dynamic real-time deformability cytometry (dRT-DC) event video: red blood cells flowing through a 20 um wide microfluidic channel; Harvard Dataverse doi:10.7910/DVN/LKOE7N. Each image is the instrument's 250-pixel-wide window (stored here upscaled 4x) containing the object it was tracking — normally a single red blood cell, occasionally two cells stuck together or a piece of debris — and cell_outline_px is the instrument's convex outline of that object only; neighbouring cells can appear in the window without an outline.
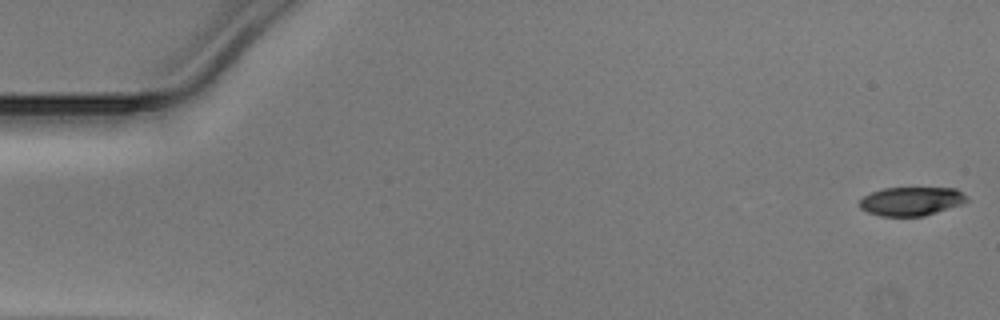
{"species": "Egyptian fruit bat (a non-hibernating species)", "species_latin": "Rousettus aegyptiacus", "temperature_condition": "warm", "stored_images_in_passage": 51, "segment_of_instrument_passage": [1, 2], "camera_frame_rate_fps": 3000, "um_per_image_px": 0.085, "animal": {"sex": "male"}, "frame": {"image": 1, "passage_image": 1, "time_ms": 0.0, "image_size_px": [1000, 320], "cell_outline_px": [[968, 200], [960, 204], [924, 216], [880, 216], [868, 212], [860, 208], [860, 200], [864, 196], [872, 192], [884, 188], [956, 188]], "centroid_in_image_um": [77.41, 17.11], "position_along_channel_um": 7.6, "area_um2": 17.63}}
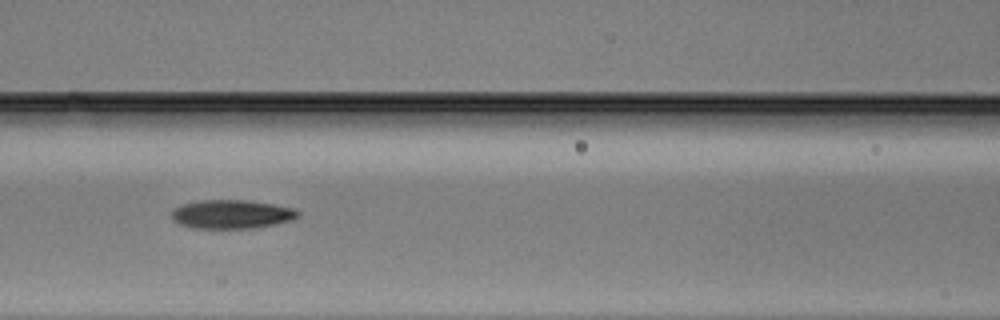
{"frame": {"image": 2, "passage_image": 22, "time_ms": 7.0, "image_size_px": [1000, 320], "cell_outline_px": [[300, 216], [292, 220], [276, 224], [252, 228], [196, 228], [180, 224], [172, 220], [172, 208], [196, 200], [248, 200], [272, 204], [292, 208], [300, 212]], "centroid_in_image_um": [19.68, 18.2], "position_along_channel_um": 146.9, "area_um2": 21.21}}
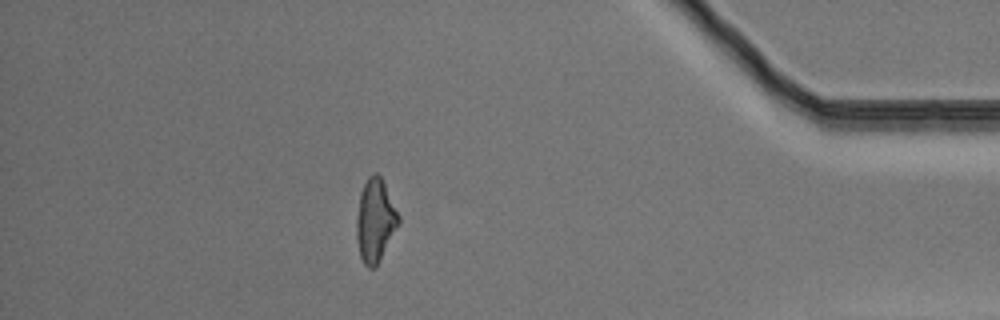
{"frame": {"image": 3, "passage_image": 44, "time_ms": 14.333, "image_size_px": [1000, 320], "cell_outline_px": [[400, 224], [380, 260], [372, 268], [368, 268], [364, 264], [360, 256], [356, 236], [356, 220], [360, 192], [368, 176], [376, 172], [380, 176], [400, 216]], "centroid_in_image_um": [31.89, 18.75], "position_along_channel_um": 403.3, "area_um2": 20.29}}